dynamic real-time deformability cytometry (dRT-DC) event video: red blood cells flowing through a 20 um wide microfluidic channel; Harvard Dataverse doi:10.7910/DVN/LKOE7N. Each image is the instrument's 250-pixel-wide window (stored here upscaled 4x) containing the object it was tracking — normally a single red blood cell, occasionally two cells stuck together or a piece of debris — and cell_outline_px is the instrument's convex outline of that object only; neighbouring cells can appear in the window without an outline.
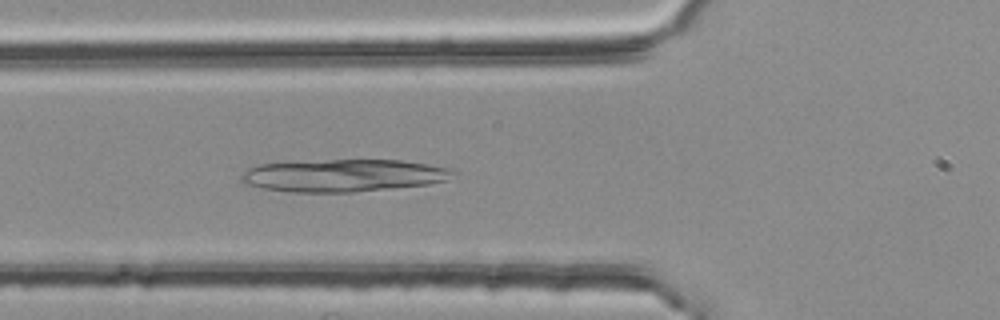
{"species": "common noctule bat (a hibernating species)", "species_latin": "Nyctalus noctula", "temperature_condition": "room temperature", "stored_images_in_passage": 41, "camera_frame_rate_fps": 3000, "um_per_image_px": 0.085, "animal": {"sex": "female", "body_mass_g": 25.1}, "frame": {"image": 1, "passage_image": 8, "time_ms": 2.333, "image_size_px": [1000, 320], "cell_outline_px": [[456, 172], [448, 180], [428, 184], [392, 188], [352, 192], [288, 192], [264, 188], [244, 184], [240, 180], [240, 176], [248, 168], [256, 164], [328, 160], [404, 160], [456, 168]], "centroid_in_image_um": [29.23, 14.91], "position_along_channel_um": 96.6, "area_um2": 40.34}}
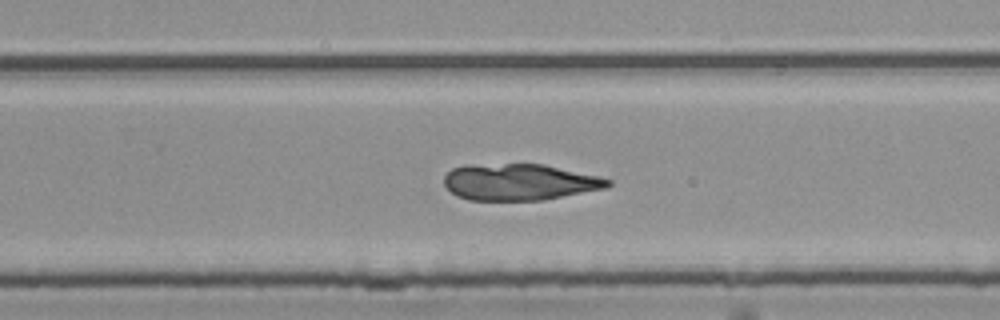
{"frame": {"image": 2, "passage_image": 23, "time_ms": 7.333, "image_size_px": [1000, 320], "cell_outline_px": [[612, 184], [604, 188], [544, 200], [468, 200], [456, 196], [444, 184], [444, 176], [452, 168], [464, 164], [544, 164], [600, 176], [612, 180]], "centroid_in_image_um": [44.14, 15.46], "position_along_channel_um": 285.7, "area_um2": 34.97}}
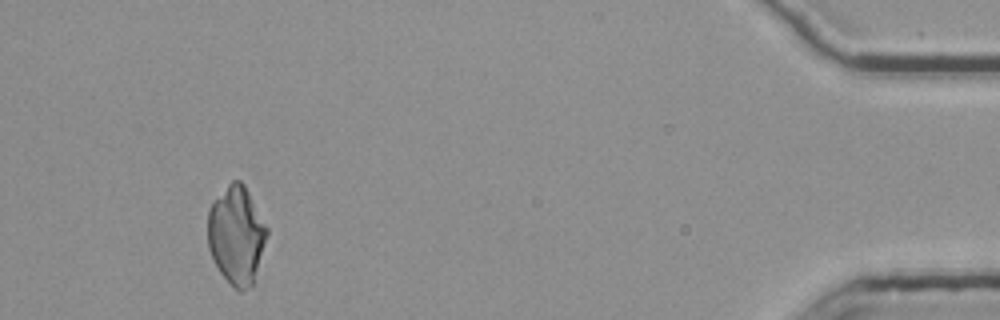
{"frame": {"image": 3, "passage_image": 39, "time_ms": 12.667, "image_size_px": [1000, 320], "cell_outline_px": [[268, 236], [256, 280], [248, 288], [240, 292], [220, 272], [208, 248], [208, 208], [228, 184], [232, 180], [240, 180], [244, 184], [268, 228]], "centroid_in_image_um": [20.13, 20.0], "position_along_channel_um": 415.1, "area_um2": 33.87}}